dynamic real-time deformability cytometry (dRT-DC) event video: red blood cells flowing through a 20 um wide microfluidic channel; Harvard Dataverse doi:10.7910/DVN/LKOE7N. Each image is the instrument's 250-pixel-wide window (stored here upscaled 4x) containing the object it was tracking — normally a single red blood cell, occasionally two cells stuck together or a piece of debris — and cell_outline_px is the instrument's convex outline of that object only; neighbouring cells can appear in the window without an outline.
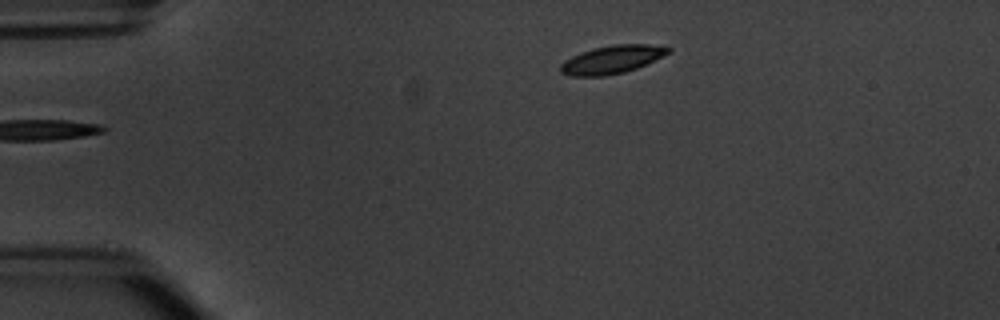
{"species": "common noctule bat (a hibernating species)", "species_latin": "Nyctalus noctula", "temperature_condition": "warm", "stored_images_in_passage": 3, "segment_of_instrument_passage": [1, 2], "camera_frame_rate_fps": 3000, "um_per_image_px": 0.085, "animal": {"sex": "male", "body_mass_g": 20.1, "forearm_length_mm": 53.5}, "frame": {"image": 1, "passage_image": 1, "time_ms": 0.0, "image_size_px": [1000, 320], "cell_outline_px": [[672, 52], [664, 56], [636, 68], [624, 72], [604, 76], [572, 76], [560, 72], [560, 64], [564, 60], [580, 52], [612, 44], [648, 44], [672, 48]], "centroid_in_image_um": [52.02, 5.05], "position_along_channel_um": 33.0, "area_um2": 17.63}}